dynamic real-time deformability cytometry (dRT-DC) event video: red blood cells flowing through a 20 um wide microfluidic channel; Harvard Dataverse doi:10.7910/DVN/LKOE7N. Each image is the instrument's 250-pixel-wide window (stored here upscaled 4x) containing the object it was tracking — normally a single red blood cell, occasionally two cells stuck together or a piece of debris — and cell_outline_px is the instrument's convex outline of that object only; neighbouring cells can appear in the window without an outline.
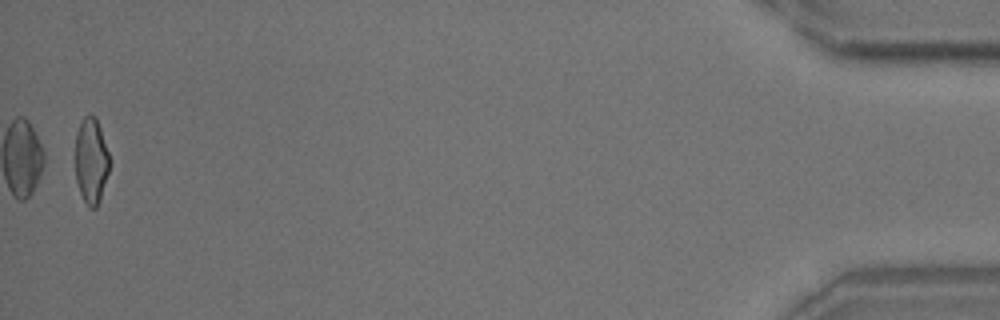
{"species": "common noctule bat (a hibernating species)", "species_latin": "Nyctalus noctula", "temperature_condition": "room temperature", "stored_images_in_passage": 54, "segment_of_instrument_passage": [2, 2], "camera_frame_rate_fps": 3000, "um_per_image_px": 0.085, "animal": {"sex": "male", "body_mass_g": 18.8}, "frame": {"image": 1, "passage_image": 54, "time_ms": 17.667, "image_size_px": [1000, 320], "cell_outline_px": [[112, 160], [100, 200], [96, 208], [88, 208], [80, 192], [76, 180], [76, 132], [84, 116], [96, 116]], "centroid_in_image_um": [7.78, 13.68], "position_along_channel_um": 427.4, "area_um2": 17.28}}